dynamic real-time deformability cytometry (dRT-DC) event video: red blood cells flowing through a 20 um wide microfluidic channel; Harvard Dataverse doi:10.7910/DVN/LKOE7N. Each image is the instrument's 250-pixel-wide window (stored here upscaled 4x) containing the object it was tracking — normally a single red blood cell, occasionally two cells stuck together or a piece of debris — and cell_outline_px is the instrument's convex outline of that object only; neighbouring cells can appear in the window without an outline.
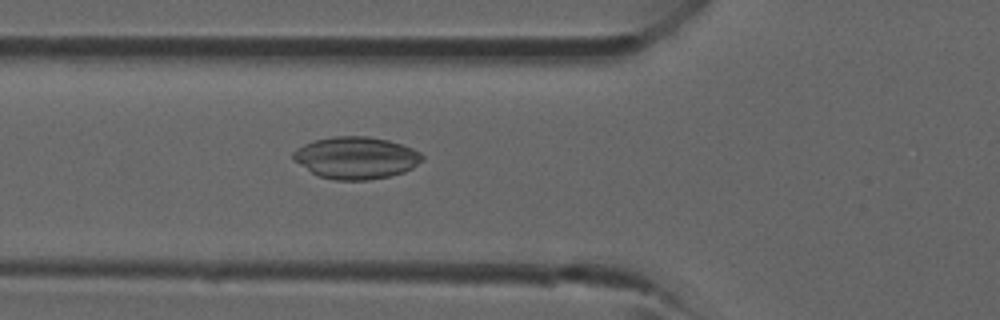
{"species": "common noctule bat (a hibernating species)", "species_latin": "Nyctalus noctula", "temperature_condition": "room temperature", "stored_images_in_passage": 41, "camera_frame_rate_fps": 3000, "um_per_image_px": 0.085, "animal": {"sex": "male", "forearm_length_mm": 52.5}, "frame": {"image": 1, "passage_image": 15, "time_ms": 4.667, "image_size_px": [1000, 320], "cell_outline_px": [[424, 160], [412, 168], [404, 172], [388, 176], [368, 180], [336, 180], [320, 176], [312, 172], [292, 160], [292, 152], [296, 148], [304, 144], [316, 140], [332, 136], [368, 136], [388, 140], [412, 148], [420, 152], [424, 156]], "centroid_in_image_um": [30.26, 13.41], "position_along_channel_um": 95.5, "area_um2": 31.67}}
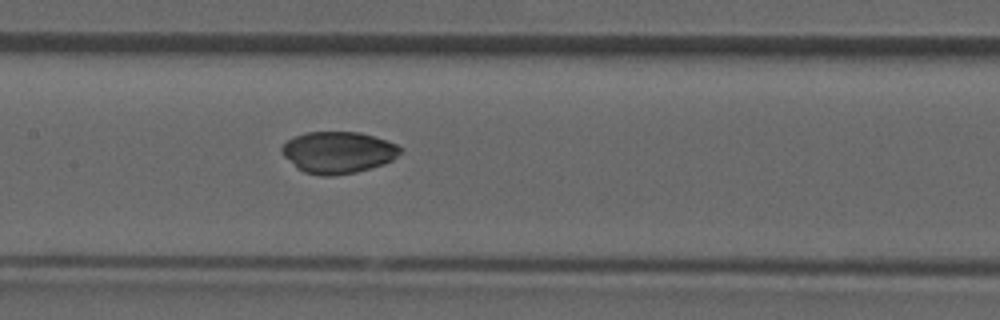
{"frame": {"image": 2, "passage_image": 20, "time_ms": 6.333, "image_size_px": [1000, 320], "cell_outline_px": [[404, 148], [392, 160], [384, 164], [356, 172], [332, 176], [320, 176], [304, 172], [296, 168], [280, 152], [280, 148], [292, 136], [308, 132], [360, 132], [388, 140]], "centroid_in_image_um": [28.73, 12.95], "position_along_channel_um": 178.7, "area_um2": 29.02}}
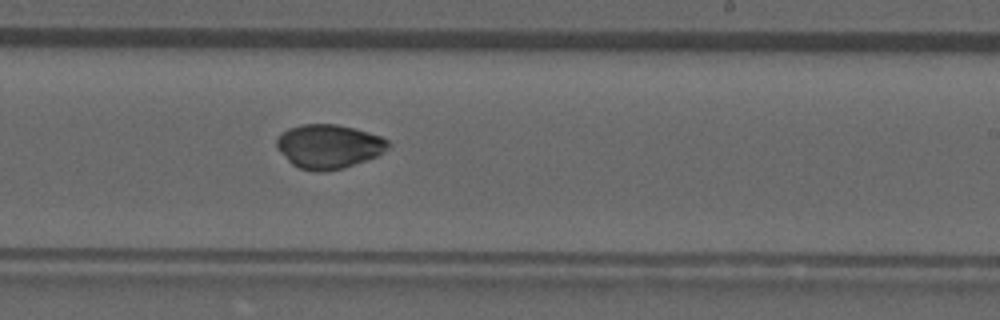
{"frame": {"image": 3, "passage_image": 25, "time_ms": 8.0, "image_size_px": [1000, 320], "cell_outline_px": [[392, 144], [388, 148], [376, 156], [344, 168], [324, 172], [316, 172], [300, 168], [292, 164], [276, 148], [276, 140], [280, 132], [288, 128], [300, 124], [336, 124], [368, 132], [380, 136], [388, 140]], "centroid_in_image_um": [27.91, 12.44], "position_along_channel_um": 261.1, "area_um2": 28.73}}